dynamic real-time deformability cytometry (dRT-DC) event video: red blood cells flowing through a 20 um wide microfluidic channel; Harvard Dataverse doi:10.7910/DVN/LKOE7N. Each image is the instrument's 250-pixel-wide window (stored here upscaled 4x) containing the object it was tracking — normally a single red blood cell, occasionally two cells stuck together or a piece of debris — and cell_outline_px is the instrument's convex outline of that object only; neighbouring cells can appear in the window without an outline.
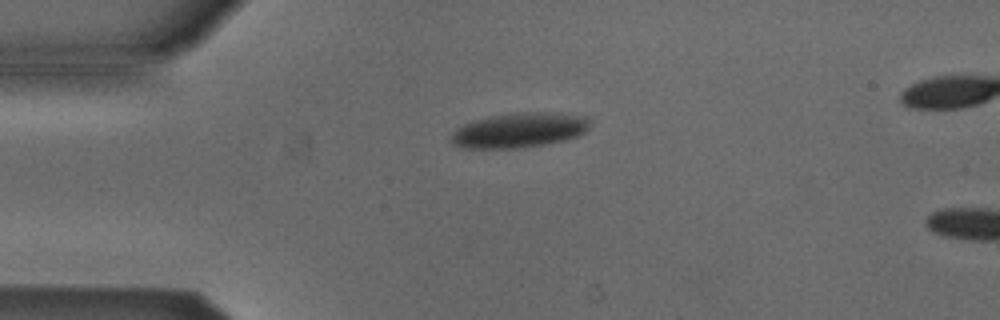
{"species": "Egyptian fruit bat (a non-hibernating species)", "species_latin": "Rousettus aegyptiacus", "temperature_condition": "cold", "stored_images_in_passage": 3, "camera_frame_rate_fps": 3000, "um_per_image_px": 0.085, "animal": {"sex": "male"}, "frame": {"image": 1, "passage_image": 1, "time_ms": 0.0, "image_size_px": [1000, 320], "cell_outline_px": [[588, 128], [584, 132], [576, 136], [564, 140], [544, 144], [516, 148], [464, 148], [452, 144], [452, 132], [456, 128], [464, 124], [488, 116], [520, 112], [556, 112], [588, 116]], "centroid_in_image_um": [44.13, 11.05], "position_along_channel_um": 40.9, "area_um2": 28.09}}